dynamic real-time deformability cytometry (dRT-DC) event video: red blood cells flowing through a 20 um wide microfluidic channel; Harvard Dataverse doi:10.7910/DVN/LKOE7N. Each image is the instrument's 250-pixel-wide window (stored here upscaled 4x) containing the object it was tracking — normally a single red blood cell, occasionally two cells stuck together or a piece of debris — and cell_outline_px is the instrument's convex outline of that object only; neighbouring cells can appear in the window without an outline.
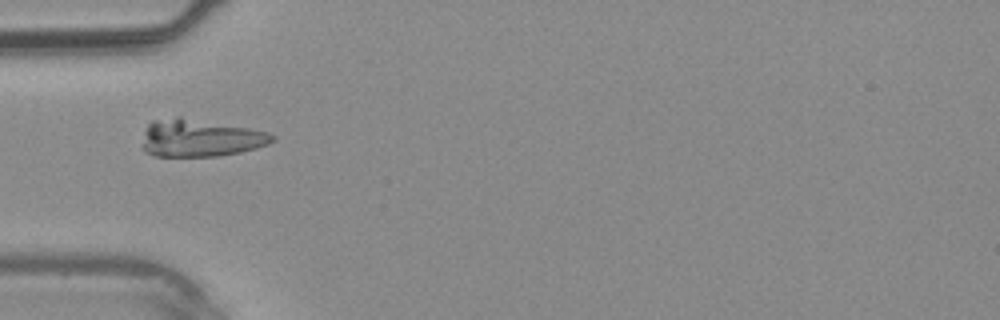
{"species": "common noctule bat (a hibernating species)", "species_latin": "Nyctalus noctula", "temperature_condition": "warm", "stored_images_in_passage": 4, "camera_frame_rate_fps": 3000, "um_per_image_px": 0.085, "animal": {"sex": "male", "body_mass_g": 20.4}, "frame": {"image": 1, "passage_image": 4, "time_ms": 3.333, "image_size_px": [1000, 320], "cell_outline_px": [[276, 140], [268, 144], [256, 148], [240, 152], [220, 156], [156, 156], [144, 152], [144, 144], [148, 124], [152, 120], [176, 116], [180, 116], [248, 128], [268, 132], [276, 136]], "centroid_in_image_um": [17.05, 11.73], "position_along_channel_um": 67.9, "area_um2": 28.26}}